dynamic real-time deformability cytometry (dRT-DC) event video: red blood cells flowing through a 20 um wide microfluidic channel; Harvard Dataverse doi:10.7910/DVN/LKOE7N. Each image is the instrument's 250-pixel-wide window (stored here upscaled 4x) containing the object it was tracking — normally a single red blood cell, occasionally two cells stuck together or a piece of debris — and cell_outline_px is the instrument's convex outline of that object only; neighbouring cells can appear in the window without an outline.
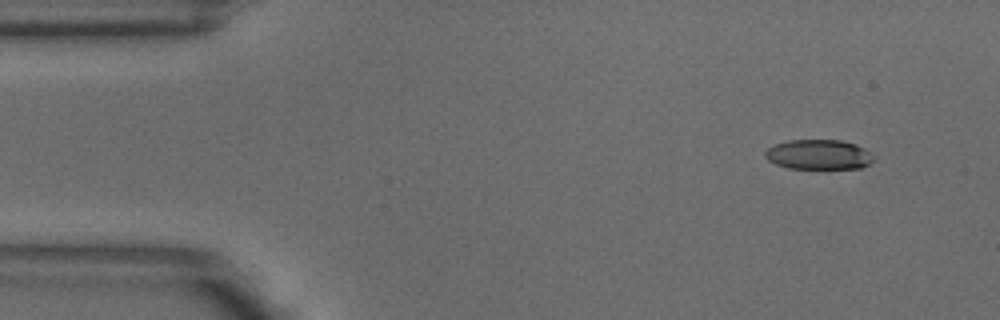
{"species": "common noctule bat (a hibernating species)", "species_latin": "Nyctalus noctula", "temperature_condition": "warm", "stored_images_in_passage": 7, "camera_frame_rate_fps": 3000, "um_per_image_px": 0.085, "animal": {"sex": "male", "body_mass_g": 18.8}, "frame": {"image": 1, "passage_image": 1, "time_ms": 0.0, "image_size_px": [1000, 320], "cell_outline_px": [[876, 156], [868, 164], [860, 168], [788, 168], [776, 164], [768, 160], [764, 156], [764, 152], [768, 148], [776, 144], [788, 140], [840, 140], [856, 144], [864, 148]], "centroid_in_image_um": [69.59, 13.13], "position_along_channel_um": 15.4, "area_um2": 18.84}}
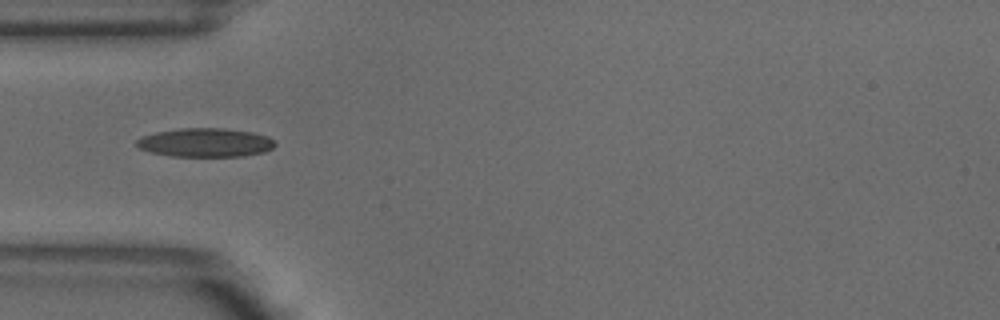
{"frame": {"image": 2, "passage_image": 4, "time_ms": 1.0, "image_size_px": [1000, 320], "cell_outline_px": [[276, 144], [272, 148], [264, 152], [244, 156], [172, 156], [152, 152], [140, 148], [136, 144], [136, 140], [140, 136], [156, 132], [180, 128], [224, 128], [252, 132], [268, 136]], "centroid_in_image_um": [17.45, 12.11], "position_along_channel_um": 67.5, "area_um2": 23.18}}
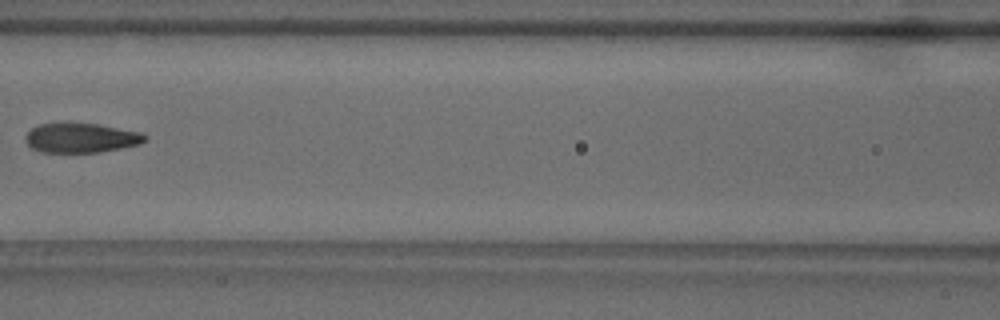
{"frame": {"image": 3, "passage_image": 6, "time_ms": 1.667, "image_size_px": [1000, 320], "cell_outline_px": [[148, 140], [140, 144], [100, 152], [44, 152], [32, 148], [24, 140], [24, 136], [36, 124], [96, 124], [140, 132], [148, 136]], "centroid_in_image_um": [6.9, 11.73], "position_along_channel_um": 159.7, "area_um2": 20.35}}